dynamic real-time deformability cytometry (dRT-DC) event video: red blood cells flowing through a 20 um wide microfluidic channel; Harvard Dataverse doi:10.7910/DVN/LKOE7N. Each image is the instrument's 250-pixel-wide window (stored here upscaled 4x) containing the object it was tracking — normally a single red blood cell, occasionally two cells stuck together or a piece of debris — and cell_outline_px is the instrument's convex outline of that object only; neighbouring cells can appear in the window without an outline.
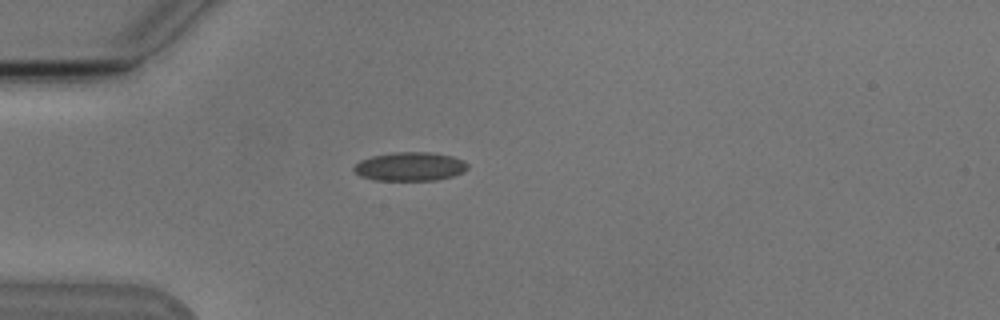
{"species": "Egyptian fruit bat (a non-hibernating species)", "species_latin": "Rousettus aegyptiacus", "temperature_condition": "cold", "stored_images_in_passage": 2, "camera_frame_rate_fps": 3000, "um_per_image_px": 0.085, "animal": {"sex": "male"}, "frame": {"image": 1, "passage_image": 1, "time_ms": 0.0, "image_size_px": [1000, 320], "cell_outline_px": [[468, 168], [464, 172], [452, 176], [436, 180], [376, 180], [360, 176], [352, 168], [360, 160], [372, 156], [396, 152], [432, 152], [452, 156], [464, 160], [468, 164]], "centroid_in_image_um": [34.87, 14.15], "position_along_channel_um": 50.1, "area_um2": 19.07}}